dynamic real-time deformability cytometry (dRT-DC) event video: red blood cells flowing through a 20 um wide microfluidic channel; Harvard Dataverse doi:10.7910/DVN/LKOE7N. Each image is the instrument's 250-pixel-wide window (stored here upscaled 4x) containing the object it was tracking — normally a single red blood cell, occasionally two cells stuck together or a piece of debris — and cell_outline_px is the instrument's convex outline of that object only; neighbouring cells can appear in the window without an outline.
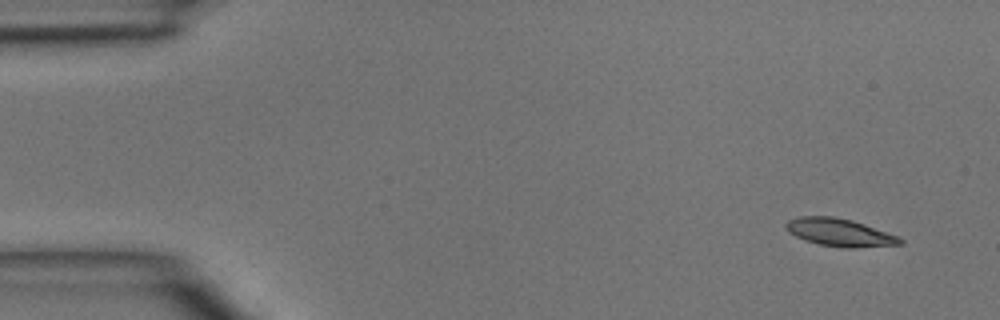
{"species": "common noctule bat (a hibernating species)", "species_latin": "Nyctalus noctula", "temperature_condition": "room temperature", "stored_images_in_passage": 44, "camera_frame_rate_fps": 3000, "um_per_image_px": 0.085, "animal": {"sex": "male", "body_mass_g": 15.6}, "frame": {"image": 1, "passage_image": 1, "time_ms": 0.0, "image_size_px": [1000, 320], "cell_outline_px": [[904, 244], [852, 248], [840, 248], [820, 244], [804, 240], [788, 232], [784, 228], [784, 224], [788, 220], [800, 216], [836, 216], [852, 220], [900, 236], [904, 240]], "centroid_in_image_um": [71.38, 19.76], "position_along_channel_um": 13.6, "area_um2": 18.73}}
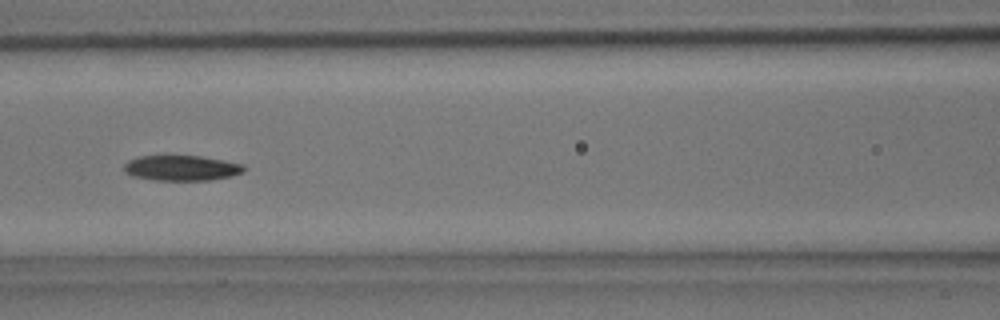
{"frame": {"image": 2, "passage_image": 18, "time_ms": 5.667, "image_size_px": [1000, 320], "cell_outline_px": [[248, 168], [244, 172], [232, 176], [212, 180], [152, 180], [132, 176], [124, 172], [124, 164], [128, 160], [140, 156], [200, 156], [224, 160], [244, 164]], "centroid_in_image_um": [15.46, 14.28], "position_along_channel_um": 151.1, "area_um2": 17.92}}
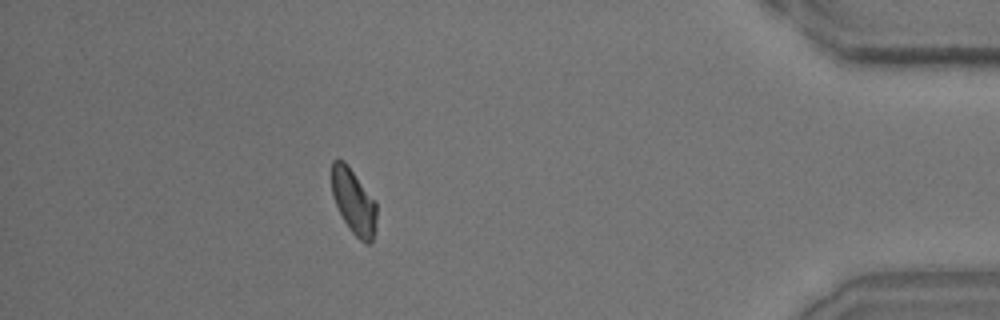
{"frame": {"image": 3, "passage_image": 39, "time_ms": 12.667, "image_size_px": [1000, 320], "cell_outline_px": [[376, 220], [372, 240], [368, 244], [364, 244], [348, 228], [332, 196], [332, 160], [344, 160], [376, 200]], "centroid_in_image_um": [30.07, 17.13], "position_along_channel_um": 405.1, "area_um2": 16.99}}